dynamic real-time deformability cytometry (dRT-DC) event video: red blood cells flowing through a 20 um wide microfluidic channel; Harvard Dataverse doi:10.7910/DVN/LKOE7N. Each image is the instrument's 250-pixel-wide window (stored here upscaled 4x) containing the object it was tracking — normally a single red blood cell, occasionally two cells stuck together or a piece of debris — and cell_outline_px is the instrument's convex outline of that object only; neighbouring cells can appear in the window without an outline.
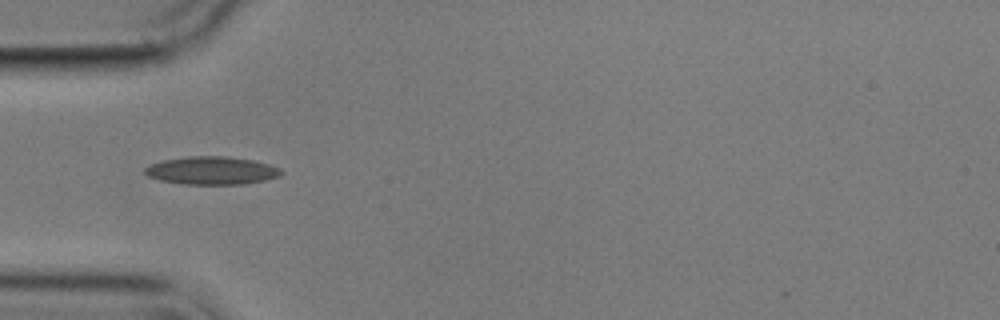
{"species": "common noctule bat (a hibernating species)", "species_latin": "Nyctalus noctula", "temperature_condition": "cold", "stored_images_in_passage": 14, "camera_frame_rate_fps": 3000, "um_per_image_px": 0.085, "animal": {"sex": "male", "body_mass_g": 17.9}, "frame": {"image": 1, "passage_image": 5, "time_ms": 5.333, "image_size_px": [1000, 320], "cell_outline_px": [[284, 172], [280, 176], [264, 180], [244, 184], [184, 184], [160, 180], [148, 176], [144, 172], [144, 168], [152, 164], [164, 160], [188, 156], [224, 156], [252, 160], [268, 164], [280, 168]], "centroid_in_image_um": [18.01, 14.5], "position_along_channel_um": 67.0, "area_um2": 22.08}}
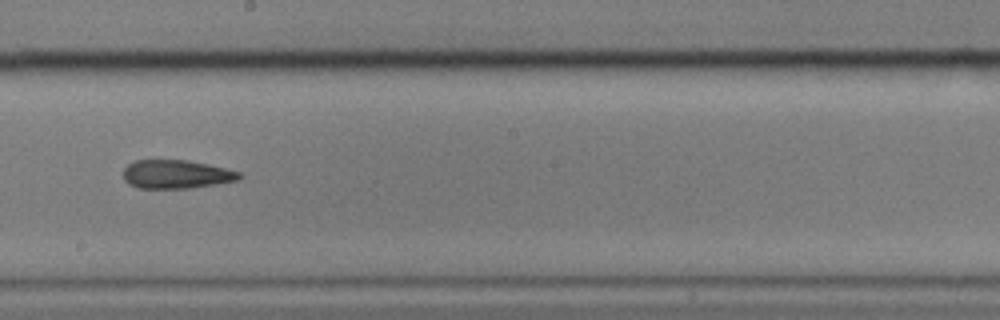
{"frame": {"image": 2, "passage_image": 9, "time_ms": 10.0, "image_size_px": [1000, 320], "cell_outline_px": [[244, 176], [240, 180], [216, 184], [188, 188], [140, 188], [128, 184], [124, 180], [124, 168], [128, 164], [136, 160], [188, 160], [208, 164], [240, 172]], "centroid_in_image_um": [15.0, 14.81], "position_along_channel_um": 233.2, "area_um2": 19.36}}
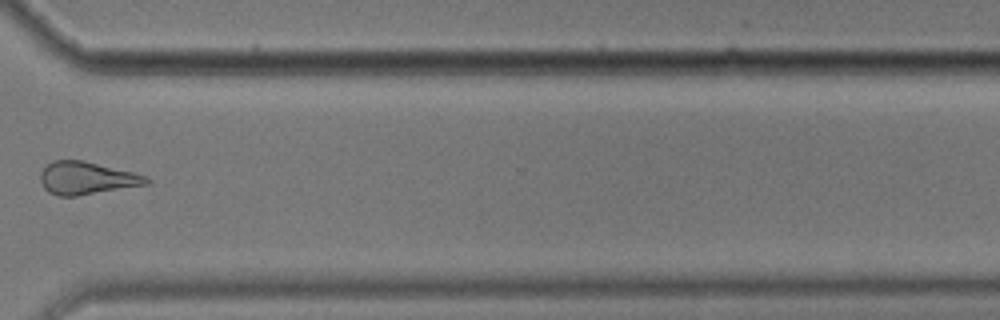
{"frame": {"image": 3, "passage_image": 12, "time_ms": 13.667, "image_size_px": [1000, 320], "cell_outline_px": [[152, 180], [148, 184], [76, 196], [60, 196], [48, 192], [44, 188], [40, 180], [40, 172], [48, 164], [56, 160], [84, 160], [148, 176]], "centroid_in_image_um": [7.37, 15.14], "position_along_channel_um": 363.2, "area_um2": 20.11}, "authors_computed_cell_mechanics": {"area_um2": 20.0566, "velocity_mm_per_s": 3.5462, "shape_relaxation_time_tau1_ms": 6.6719, "shape_relaxation_time_tau2_ms": null, "deformation_change_tau1": 0.157, "deformation_change_tau2": null}}